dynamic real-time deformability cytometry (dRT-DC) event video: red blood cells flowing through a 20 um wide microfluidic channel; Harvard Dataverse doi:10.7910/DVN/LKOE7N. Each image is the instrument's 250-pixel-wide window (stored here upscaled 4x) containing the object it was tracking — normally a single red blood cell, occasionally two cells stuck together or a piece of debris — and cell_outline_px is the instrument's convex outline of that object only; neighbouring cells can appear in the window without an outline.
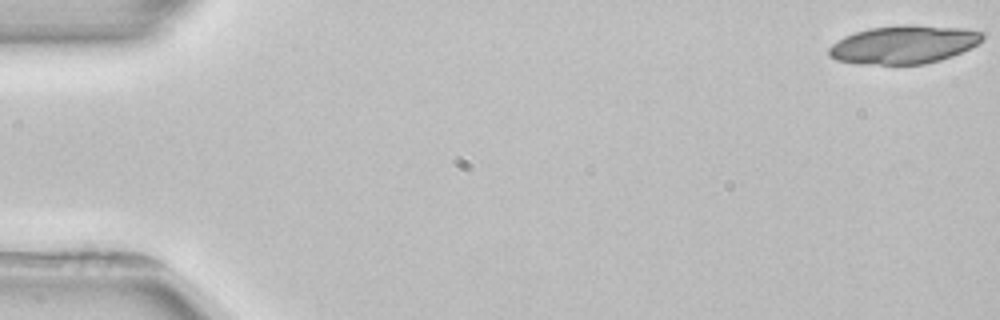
{"species": "common noctule bat (a hibernating species)", "species_latin": "Nyctalus noctula", "temperature_condition": "room temperature", "stored_images_in_passage": 4, "camera_frame_rate_fps": 3000, "um_per_image_px": 0.085, "animal": {"sex": "female", "body_mass_g": 22.7, "forearm_length_mm": 54.2}, "frame": {"image": 1, "passage_image": 1, "time_ms": 0.0, "image_size_px": [1000, 320], "cell_outline_px": [[984, 40], [952, 56], [940, 60], [924, 64], [860, 64], [836, 60], [828, 56], [828, 48], [832, 44], [844, 36], [856, 32], [872, 28], [896, 24], [912, 24], [964, 28], [984, 32]], "centroid_in_image_um": [76.81, 3.78], "position_along_channel_um": 8.2, "area_um2": 34.39}}